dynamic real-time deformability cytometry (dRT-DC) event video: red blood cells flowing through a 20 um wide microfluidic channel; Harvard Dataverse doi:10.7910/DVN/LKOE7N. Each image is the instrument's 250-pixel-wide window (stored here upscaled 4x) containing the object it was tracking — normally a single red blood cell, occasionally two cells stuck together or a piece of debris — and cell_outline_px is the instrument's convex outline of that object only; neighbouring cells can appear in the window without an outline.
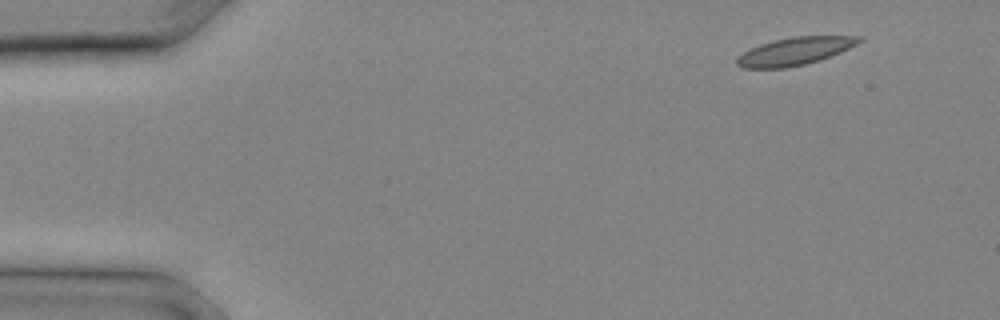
{"species": "common noctule bat (a hibernating species)", "species_latin": "Nyctalus noctula", "temperature_condition": "cold", "stored_images_in_passage": 11, "camera_frame_rate_fps": 3000, "um_per_image_px": 0.085, "animal": {"sex": "male", "body_mass_g": 20.4}, "frame": {"image": 1, "passage_image": 1, "time_ms": 0.0, "image_size_px": [1000, 320], "cell_outline_px": [[864, 40], [840, 52], [820, 60], [804, 64], [784, 68], [744, 68], [736, 64], [736, 60], [744, 52], [760, 44], [792, 36], [864, 36]], "centroid_in_image_um": [67.59, 4.35], "position_along_channel_um": 17.4, "area_um2": 19.48}}
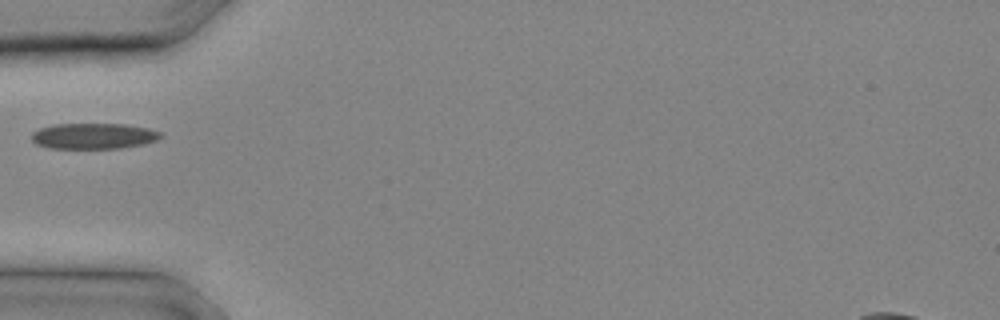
{"frame": {"image": 2, "passage_image": 7, "time_ms": 2.0, "image_size_px": [1000, 320], "cell_outline_px": [[164, 136], [160, 140], [144, 144], [120, 148], [48, 148], [36, 144], [32, 140], [32, 132], [40, 128], [52, 124], [124, 124], [148, 128], [160, 132]], "centroid_in_image_um": [7.98, 11.56], "position_along_channel_um": 77.0, "area_um2": 19.54}}